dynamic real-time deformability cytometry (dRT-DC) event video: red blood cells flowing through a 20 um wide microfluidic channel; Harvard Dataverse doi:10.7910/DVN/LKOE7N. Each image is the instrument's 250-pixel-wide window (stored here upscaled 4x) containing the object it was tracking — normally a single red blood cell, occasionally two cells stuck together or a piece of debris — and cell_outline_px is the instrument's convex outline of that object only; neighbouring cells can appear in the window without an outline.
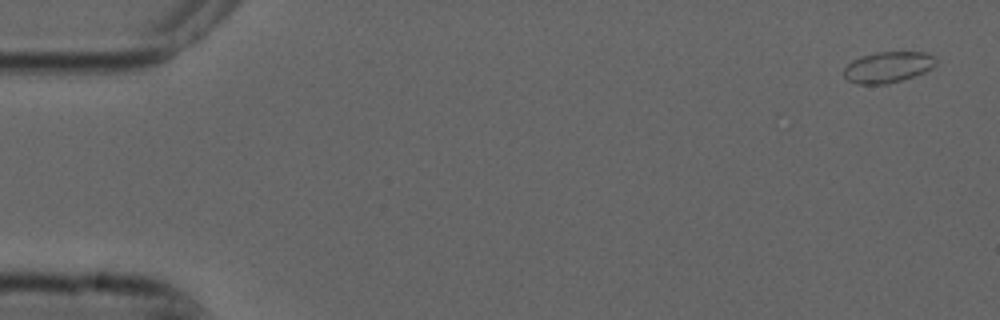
{"species": "common noctule bat (a hibernating species)", "species_latin": "Nyctalus noctula", "temperature_condition": "cold", "stored_images_in_passage": 5, "camera_frame_rate_fps": 3000, "um_per_image_px": 0.085, "animal": {"sex": "male", "forearm_length_mm": 52.5}, "frame": {"image": 1, "passage_image": 1, "time_ms": 0.0, "image_size_px": [1000, 320], "cell_outline_px": [[936, 64], [932, 68], [924, 72], [888, 84], [856, 84], [848, 80], [844, 76], [844, 68], [852, 60], [860, 56], [876, 52], [924, 52], [932, 56], [936, 60]], "centroid_in_image_um": [75.44, 5.7], "position_along_channel_um": 9.6, "area_um2": 16.53}}